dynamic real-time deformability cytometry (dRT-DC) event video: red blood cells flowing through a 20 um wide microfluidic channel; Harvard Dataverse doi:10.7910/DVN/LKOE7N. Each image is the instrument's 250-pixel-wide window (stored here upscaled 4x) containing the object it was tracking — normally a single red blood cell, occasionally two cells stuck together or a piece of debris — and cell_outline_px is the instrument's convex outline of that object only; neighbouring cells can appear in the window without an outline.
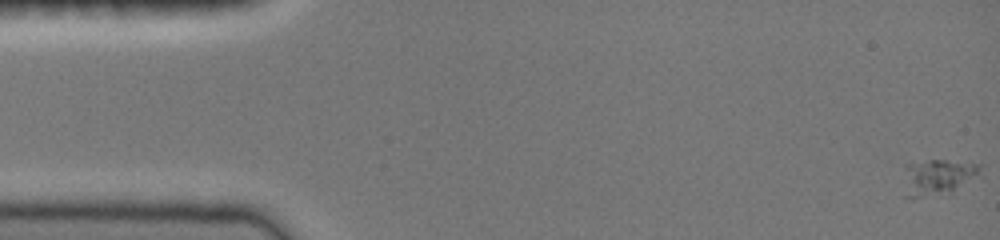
{"species": "common noctule bat (a hibernating species)", "species_latin": "Nyctalus noctula", "temperature_condition": "cold", "stored_images_in_passage": 16, "camera_frame_rate_fps": 3000, "um_per_image_px": 0.085, "animal": {"sex": "female", "body_mass_g": 19.0, "forearm_length_mm": 51.5}, "frame": {"image": 1, "passage_image": 1, "time_ms": 0.0, "image_size_px": [1000, 240], "cell_outline_px": [[984, 164], [980, 176], [952, 196], [908, 200], [904, 196], [904, 164], [928, 160], [944, 160]], "centroid_in_image_um": [79.75, 15.14], "position_along_channel_um": 5.3, "area_um2": 17.8}}
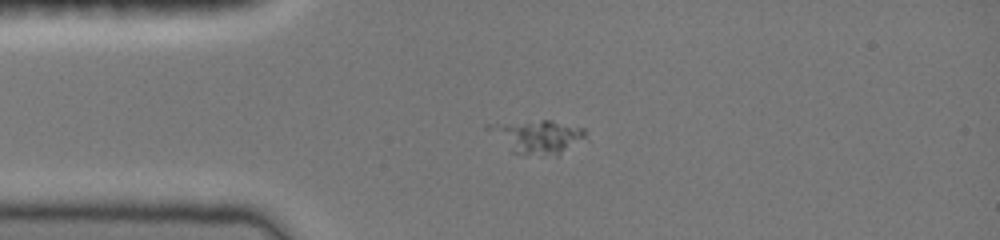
{"frame": {"image": 2, "passage_image": 14, "time_ms": 3.667, "image_size_px": [1000, 240], "cell_outline_px": [[588, 140], [556, 156], [524, 156], [512, 152], [484, 128], [484, 124], [540, 120], [552, 120], [584, 128]], "centroid_in_image_um": [45.7, 11.64], "position_along_channel_um": 39.3, "area_um2": 19.65}}